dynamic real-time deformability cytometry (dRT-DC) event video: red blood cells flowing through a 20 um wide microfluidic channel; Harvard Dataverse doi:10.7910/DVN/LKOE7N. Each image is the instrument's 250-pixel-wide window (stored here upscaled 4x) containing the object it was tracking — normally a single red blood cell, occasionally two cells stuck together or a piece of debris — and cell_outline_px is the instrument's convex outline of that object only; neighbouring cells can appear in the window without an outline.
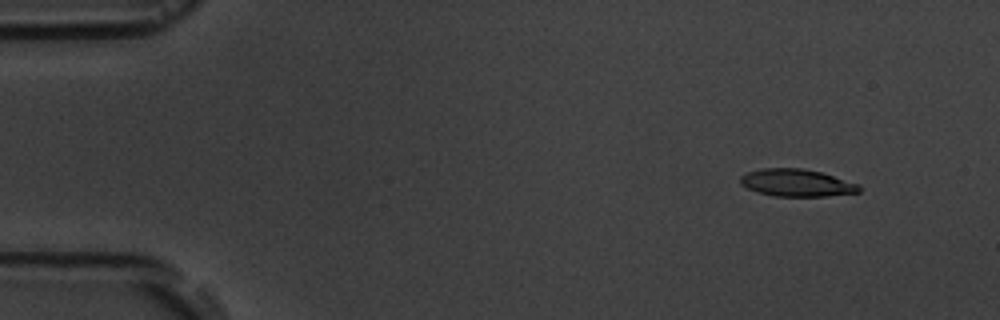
{"species": "common noctule bat (a hibernating species)", "species_latin": "Nyctalus noctula", "temperature_condition": "room temperature", "stored_images_in_passage": 4, "camera_frame_rate_fps": 3000, "um_per_image_px": 0.085, "animal": {"sex": "male", "body_mass_g": 19.5, "forearm_length_mm": 54.6}, "frame": {"image": 1, "passage_image": 1, "time_ms": 0.0, "image_size_px": [1000, 320], "cell_outline_px": [[860, 192], [824, 196], [772, 196], [756, 192], [740, 184], [740, 176], [748, 172], [760, 168], [800, 168], [820, 172], [860, 184]], "centroid_in_image_um": [67.69, 15.54], "position_along_channel_um": 17.3, "area_um2": 18.9}}
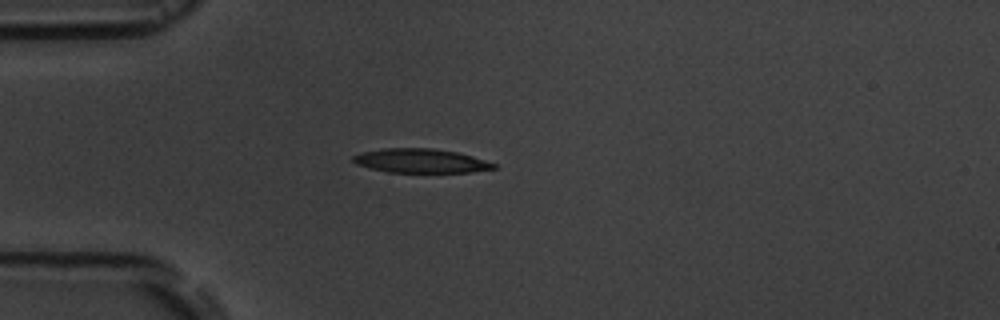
{"frame": {"image": 2, "passage_image": 4, "time_ms": 3.333, "image_size_px": [1000, 320], "cell_outline_px": [[496, 168], [472, 172], [388, 172], [356, 164], [352, 160], [352, 156], [364, 152], [384, 148], [432, 148], [456, 152], [472, 156], [496, 164]], "centroid_in_image_um": [35.76, 13.67], "position_along_channel_um": 49.2, "area_um2": 19.48}}